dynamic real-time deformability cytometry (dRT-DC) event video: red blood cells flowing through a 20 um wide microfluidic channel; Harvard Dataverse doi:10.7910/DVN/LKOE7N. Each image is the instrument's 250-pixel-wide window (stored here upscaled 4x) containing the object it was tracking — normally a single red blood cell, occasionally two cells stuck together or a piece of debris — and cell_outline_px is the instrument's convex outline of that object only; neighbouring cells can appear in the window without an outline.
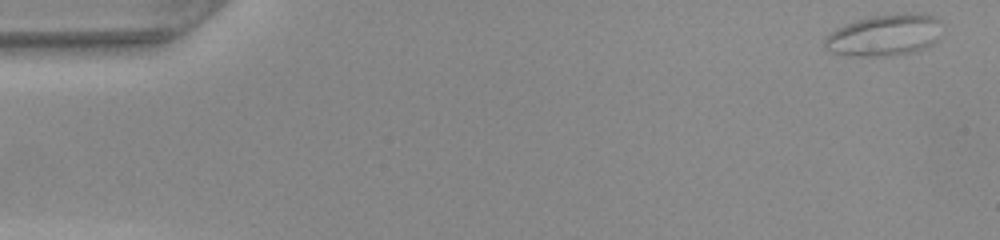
{"species": "common noctule bat (a hibernating species)", "species_latin": "Nyctalus noctula", "temperature_condition": "warm", "stored_images_in_passage": 48, "camera_frame_rate_fps": 3000, "um_per_image_px": 0.085, "animal": {"sex": "female", "body_mass_g": 22.0, "forearm_length_mm": 56.7}, "frame": {"image": 1, "passage_image": 1, "time_ms": 0.0, "image_size_px": [1000, 240], "cell_outline_px": [[940, 36], [932, 44], [924, 48], [912, 52], [896, 56], [844, 56], [828, 52], [824, 44], [824, 40], [836, 28], [856, 20], [872, 16], [904, 12], [924, 12], [940, 20]], "centroid_in_image_um": [75.19, 2.99], "position_along_channel_um": 9.8, "area_um2": 28.9}}
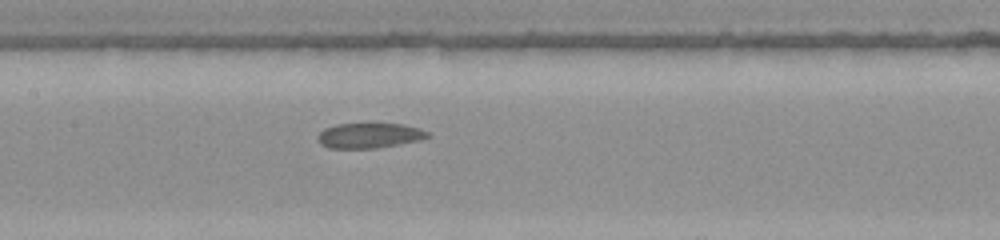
{"frame": {"image": 2, "passage_image": 23, "time_ms": 7.333, "image_size_px": [1000, 240], "cell_outline_px": [[432, 136], [420, 140], [400, 144], [376, 148], [328, 148], [320, 144], [316, 140], [316, 136], [324, 128], [336, 124], [372, 120], [376, 120], [404, 124], [420, 128], [428, 132]], "centroid_in_image_um": [31.39, 11.46], "position_along_channel_um": 176.0, "area_um2": 17.28}}
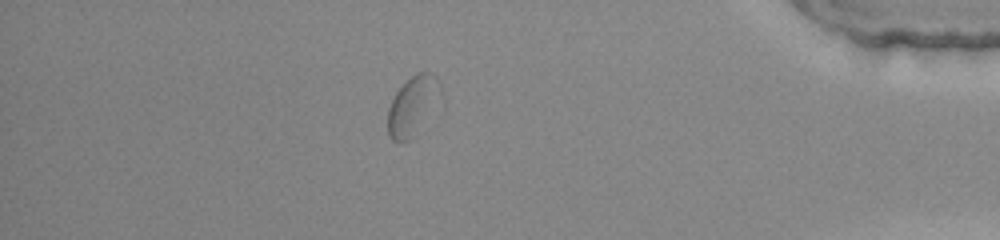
{"frame": {"image": 3, "passage_image": 42, "time_ms": 13.667, "image_size_px": [1000, 240], "cell_outline_px": [[444, 108], [412, 140], [400, 144], [392, 140], [388, 136], [388, 108], [396, 92], [416, 72], [432, 72], [440, 80], [444, 96]], "centroid_in_image_um": [35.25, 9.06], "position_along_channel_um": 399.9, "area_um2": 20.29}, "authors_computed_cell_mechanics": {"area_um2": 17.2822, "velocity_mm_per_s": 4.1549, "shape_relaxation_time_tau1_ms": null, "shape_relaxation_time_tau2_ms": 0.8336, "deformation_change_tau1": null, "deformation_change_tau2": 0.051}}